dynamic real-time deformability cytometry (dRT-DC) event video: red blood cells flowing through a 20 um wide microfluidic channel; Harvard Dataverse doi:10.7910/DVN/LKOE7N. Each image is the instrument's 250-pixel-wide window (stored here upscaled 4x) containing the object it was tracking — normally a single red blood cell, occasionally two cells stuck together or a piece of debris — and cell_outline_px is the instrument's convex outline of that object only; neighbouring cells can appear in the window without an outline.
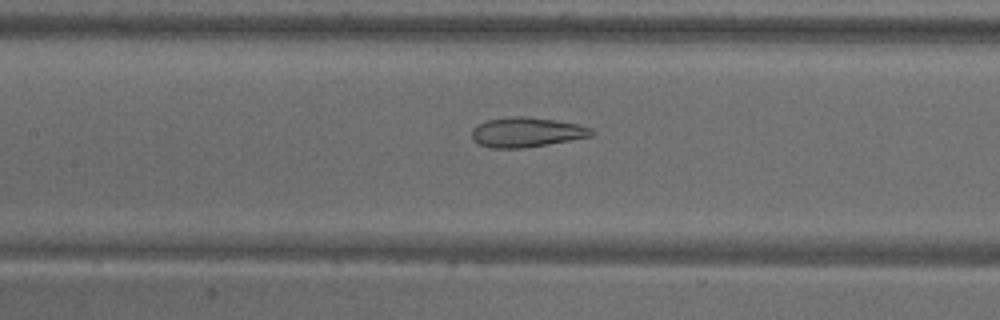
{"species": "common noctule bat (a hibernating species)", "species_latin": "Nyctalus noctula", "temperature_condition": "warm", "stored_images_in_passage": 51, "camera_frame_rate_fps": 3000, "um_per_image_px": 0.085, "animal": {"sex": "male", "body_mass_g": 18.8}, "frame": {"image": 1, "passage_image": 25, "time_ms": 8.0, "image_size_px": [1000, 320], "cell_outline_px": [[596, 132], [592, 136], [548, 144], [524, 148], [492, 148], [480, 144], [472, 136], [472, 128], [476, 124], [488, 120], [508, 116], [524, 116], [552, 120], [576, 124], [592, 128]], "centroid_in_image_um": [44.75, 11.23], "position_along_channel_um": 162.6, "area_um2": 20.63}}
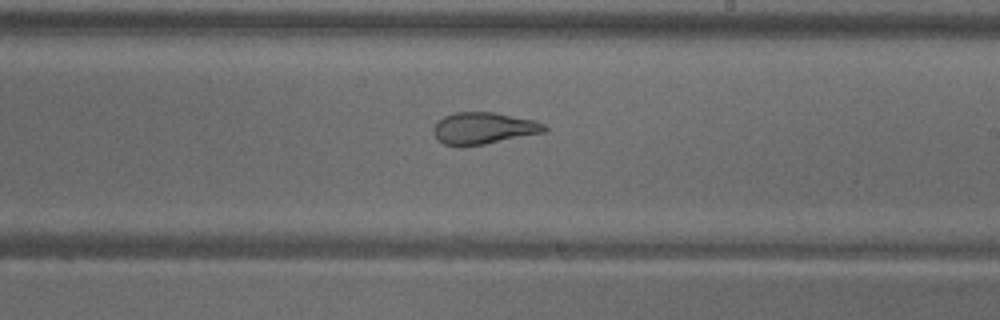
{"frame": {"image": 2, "passage_image": 32, "time_ms": 10.333, "image_size_px": [1000, 320], "cell_outline_px": [[548, 128], [544, 132], [484, 144], [444, 144], [432, 132], [432, 128], [444, 116], [456, 112], [492, 112], [532, 120], [544, 124]], "centroid_in_image_um": [41.1, 10.88], "position_along_channel_um": 247.9, "area_um2": 19.83}}
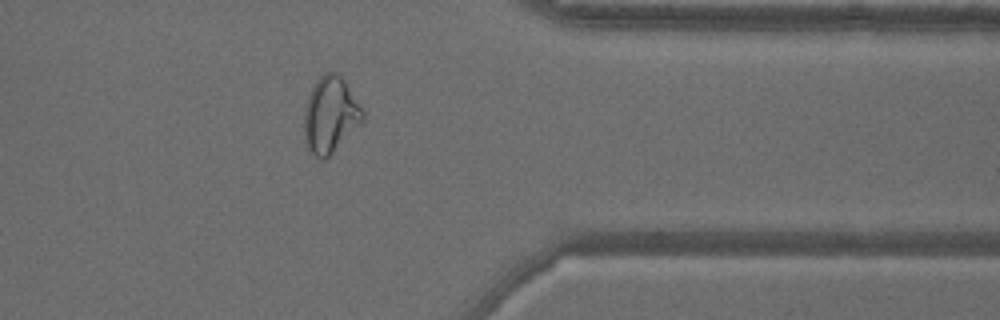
{"frame": {"image": 3, "passage_image": 44, "time_ms": 14.333, "image_size_px": [1000, 320], "cell_outline_px": [[364, 120], [324, 160], [320, 160], [308, 148], [304, 140], [304, 112], [308, 96], [316, 80], [324, 72], [340, 72], [364, 112]], "centroid_in_image_um": [28.07, 9.73], "position_along_channel_um": 383.3, "area_um2": 25.84}, "authors_computed_cell_mechanics": {"area_um2": 25.7788, "velocity_mm_per_s": 3.6707, "shape_relaxation_time_tau1_ms": null, "shape_relaxation_time_tau2_ms": 1.6447, "deformation_change_tau1": null, "deformation_change_tau2": 0.0917}}